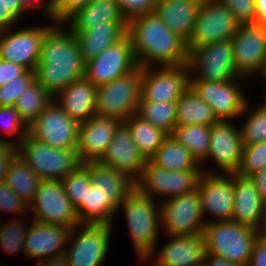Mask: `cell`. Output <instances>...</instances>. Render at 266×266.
Wrapping results in <instances>:
<instances>
[{
    "mask_svg": "<svg viewBox=\"0 0 266 266\" xmlns=\"http://www.w3.org/2000/svg\"><path fill=\"white\" fill-rule=\"evenodd\" d=\"M113 225L79 223L69 234L65 255L70 266H104ZM77 233V234H76Z\"/></svg>",
    "mask_w": 266,
    "mask_h": 266,
    "instance_id": "52a82bcc",
    "label": "cell"
},
{
    "mask_svg": "<svg viewBox=\"0 0 266 266\" xmlns=\"http://www.w3.org/2000/svg\"><path fill=\"white\" fill-rule=\"evenodd\" d=\"M240 25L228 7L219 0H202L186 49L190 52L207 43L231 40Z\"/></svg>",
    "mask_w": 266,
    "mask_h": 266,
    "instance_id": "ba28073f",
    "label": "cell"
},
{
    "mask_svg": "<svg viewBox=\"0 0 266 266\" xmlns=\"http://www.w3.org/2000/svg\"><path fill=\"white\" fill-rule=\"evenodd\" d=\"M159 204L163 234L180 236L203 234L206 222L197 188L163 200Z\"/></svg>",
    "mask_w": 266,
    "mask_h": 266,
    "instance_id": "30bf717a",
    "label": "cell"
},
{
    "mask_svg": "<svg viewBox=\"0 0 266 266\" xmlns=\"http://www.w3.org/2000/svg\"><path fill=\"white\" fill-rule=\"evenodd\" d=\"M41 181L19 155L12 159L4 179L8 187L28 205L33 202Z\"/></svg>",
    "mask_w": 266,
    "mask_h": 266,
    "instance_id": "d6a6232c",
    "label": "cell"
},
{
    "mask_svg": "<svg viewBox=\"0 0 266 266\" xmlns=\"http://www.w3.org/2000/svg\"><path fill=\"white\" fill-rule=\"evenodd\" d=\"M31 221L24 242L25 259H34L39 265L65 253L70 227Z\"/></svg>",
    "mask_w": 266,
    "mask_h": 266,
    "instance_id": "44dd1931",
    "label": "cell"
},
{
    "mask_svg": "<svg viewBox=\"0 0 266 266\" xmlns=\"http://www.w3.org/2000/svg\"><path fill=\"white\" fill-rule=\"evenodd\" d=\"M79 223L115 224L117 211L93 184L87 188L84 202L77 208ZM116 214V215H115Z\"/></svg>",
    "mask_w": 266,
    "mask_h": 266,
    "instance_id": "e575fe53",
    "label": "cell"
},
{
    "mask_svg": "<svg viewBox=\"0 0 266 266\" xmlns=\"http://www.w3.org/2000/svg\"><path fill=\"white\" fill-rule=\"evenodd\" d=\"M2 212L14 214L13 218L28 216L29 214V205L4 181L0 182V218L3 217Z\"/></svg>",
    "mask_w": 266,
    "mask_h": 266,
    "instance_id": "f6af8a7d",
    "label": "cell"
},
{
    "mask_svg": "<svg viewBox=\"0 0 266 266\" xmlns=\"http://www.w3.org/2000/svg\"><path fill=\"white\" fill-rule=\"evenodd\" d=\"M16 155V146L0 142V182L4 181L8 167Z\"/></svg>",
    "mask_w": 266,
    "mask_h": 266,
    "instance_id": "f5cc1de1",
    "label": "cell"
},
{
    "mask_svg": "<svg viewBox=\"0 0 266 266\" xmlns=\"http://www.w3.org/2000/svg\"><path fill=\"white\" fill-rule=\"evenodd\" d=\"M83 60L76 37L63 22H55L45 33L35 80L52 96L84 77Z\"/></svg>",
    "mask_w": 266,
    "mask_h": 266,
    "instance_id": "6da1fadb",
    "label": "cell"
},
{
    "mask_svg": "<svg viewBox=\"0 0 266 266\" xmlns=\"http://www.w3.org/2000/svg\"><path fill=\"white\" fill-rule=\"evenodd\" d=\"M0 127L4 134L11 135L13 138L1 137L0 133V142L12 144L16 147L28 135V126L20 118L14 106H0Z\"/></svg>",
    "mask_w": 266,
    "mask_h": 266,
    "instance_id": "b9f144b4",
    "label": "cell"
},
{
    "mask_svg": "<svg viewBox=\"0 0 266 266\" xmlns=\"http://www.w3.org/2000/svg\"><path fill=\"white\" fill-rule=\"evenodd\" d=\"M165 239L169 240L149 255L159 266H203L206 254L203 234L166 235Z\"/></svg>",
    "mask_w": 266,
    "mask_h": 266,
    "instance_id": "603a6c76",
    "label": "cell"
},
{
    "mask_svg": "<svg viewBox=\"0 0 266 266\" xmlns=\"http://www.w3.org/2000/svg\"><path fill=\"white\" fill-rule=\"evenodd\" d=\"M19 22L3 6L0 1V31L8 30L14 26H19Z\"/></svg>",
    "mask_w": 266,
    "mask_h": 266,
    "instance_id": "11a10c76",
    "label": "cell"
},
{
    "mask_svg": "<svg viewBox=\"0 0 266 266\" xmlns=\"http://www.w3.org/2000/svg\"><path fill=\"white\" fill-rule=\"evenodd\" d=\"M97 88L83 77L69 84L53 99L66 114L82 123L96 115Z\"/></svg>",
    "mask_w": 266,
    "mask_h": 266,
    "instance_id": "484cf974",
    "label": "cell"
},
{
    "mask_svg": "<svg viewBox=\"0 0 266 266\" xmlns=\"http://www.w3.org/2000/svg\"><path fill=\"white\" fill-rule=\"evenodd\" d=\"M97 162L125 173L136 181L147 160L132 140L128 127L121 123L104 154Z\"/></svg>",
    "mask_w": 266,
    "mask_h": 266,
    "instance_id": "7402d4cb",
    "label": "cell"
},
{
    "mask_svg": "<svg viewBox=\"0 0 266 266\" xmlns=\"http://www.w3.org/2000/svg\"><path fill=\"white\" fill-rule=\"evenodd\" d=\"M128 22H104L83 33H73L83 60L86 62L119 41L126 33Z\"/></svg>",
    "mask_w": 266,
    "mask_h": 266,
    "instance_id": "f546056e",
    "label": "cell"
},
{
    "mask_svg": "<svg viewBox=\"0 0 266 266\" xmlns=\"http://www.w3.org/2000/svg\"><path fill=\"white\" fill-rule=\"evenodd\" d=\"M121 122L94 115L80 123L77 154L81 163L97 162L104 154Z\"/></svg>",
    "mask_w": 266,
    "mask_h": 266,
    "instance_id": "cb8c5ba5",
    "label": "cell"
},
{
    "mask_svg": "<svg viewBox=\"0 0 266 266\" xmlns=\"http://www.w3.org/2000/svg\"><path fill=\"white\" fill-rule=\"evenodd\" d=\"M160 202L140 192L136 187L117 209L124 212L128 232L137 256H149L158 248L161 237Z\"/></svg>",
    "mask_w": 266,
    "mask_h": 266,
    "instance_id": "3957f363",
    "label": "cell"
},
{
    "mask_svg": "<svg viewBox=\"0 0 266 266\" xmlns=\"http://www.w3.org/2000/svg\"><path fill=\"white\" fill-rule=\"evenodd\" d=\"M249 178L254 183L260 196L265 200L266 199V166L262 170L253 174Z\"/></svg>",
    "mask_w": 266,
    "mask_h": 266,
    "instance_id": "9f6ffc18",
    "label": "cell"
},
{
    "mask_svg": "<svg viewBox=\"0 0 266 266\" xmlns=\"http://www.w3.org/2000/svg\"><path fill=\"white\" fill-rule=\"evenodd\" d=\"M52 100L53 97L35 80L20 94L14 107L29 126Z\"/></svg>",
    "mask_w": 266,
    "mask_h": 266,
    "instance_id": "f35d334b",
    "label": "cell"
},
{
    "mask_svg": "<svg viewBox=\"0 0 266 266\" xmlns=\"http://www.w3.org/2000/svg\"><path fill=\"white\" fill-rule=\"evenodd\" d=\"M3 6L11 13V15L21 23L27 11L22 6L20 0H0Z\"/></svg>",
    "mask_w": 266,
    "mask_h": 266,
    "instance_id": "db71d44e",
    "label": "cell"
},
{
    "mask_svg": "<svg viewBox=\"0 0 266 266\" xmlns=\"http://www.w3.org/2000/svg\"><path fill=\"white\" fill-rule=\"evenodd\" d=\"M263 231L266 232V199L264 200V223H263Z\"/></svg>",
    "mask_w": 266,
    "mask_h": 266,
    "instance_id": "be15d7a7",
    "label": "cell"
},
{
    "mask_svg": "<svg viewBox=\"0 0 266 266\" xmlns=\"http://www.w3.org/2000/svg\"><path fill=\"white\" fill-rule=\"evenodd\" d=\"M50 23L21 29L14 26L0 31V59L35 71L39 63L42 39L55 22L50 19Z\"/></svg>",
    "mask_w": 266,
    "mask_h": 266,
    "instance_id": "e0dca14e",
    "label": "cell"
},
{
    "mask_svg": "<svg viewBox=\"0 0 266 266\" xmlns=\"http://www.w3.org/2000/svg\"><path fill=\"white\" fill-rule=\"evenodd\" d=\"M29 218L28 216H23L19 218H11L6 221H0V246L1 249L7 255H15L20 252L23 253V257L25 258V249L24 242L26 232L29 226L25 224V218ZM23 218V219H22Z\"/></svg>",
    "mask_w": 266,
    "mask_h": 266,
    "instance_id": "ab89813d",
    "label": "cell"
},
{
    "mask_svg": "<svg viewBox=\"0 0 266 266\" xmlns=\"http://www.w3.org/2000/svg\"><path fill=\"white\" fill-rule=\"evenodd\" d=\"M189 86L188 64L141 68L140 101H177Z\"/></svg>",
    "mask_w": 266,
    "mask_h": 266,
    "instance_id": "2e32d148",
    "label": "cell"
},
{
    "mask_svg": "<svg viewBox=\"0 0 266 266\" xmlns=\"http://www.w3.org/2000/svg\"><path fill=\"white\" fill-rule=\"evenodd\" d=\"M159 0H117L120 9L127 20L154 12Z\"/></svg>",
    "mask_w": 266,
    "mask_h": 266,
    "instance_id": "7dc6e473",
    "label": "cell"
},
{
    "mask_svg": "<svg viewBox=\"0 0 266 266\" xmlns=\"http://www.w3.org/2000/svg\"><path fill=\"white\" fill-rule=\"evenodd\" d=\"M261 232L234 221L210 222L203 230L206 253L247 266Z\"/></svg>",
    "mask_w": 266,
    "mask_h": 266,
    "instance_id": "277c9868",
    "label": "cell"
},
{
    "mask_svg": "<svg viewBox=\"0 0 266 266\" xmlns=\"http://www.w3.org/2000/svg\"><path fill=\"white\" fill-rule=\"evenodd\" d=\"M263 101H260V102H263V103H265L266 104V92H264V97H263Z\"/></svg>",
    "mask_w": 266,
    "mask_h": 266,
    "instance_id": "e7e4bbea",
    "label": "cell"
},
{
    "mask_svg": "<svg viewBox=\"0 0 266 266\" xmlns=\"http://www.w3.org/2000/svg\"><path fill=\"white\" fill-rule=\"evenodd\" d=\"M176 110V101H140L137 106L136 115L155 127L163 129L170 135L176 126Z\"/></svg>",
    "mask_w": 266,
    "mask_h": 266,
    "instance_id": "74e56055",
    "label": "cell"
},
{
    "mask_svg": "<svg viewBox=\"0 0 266 266\" xmlns=\"http://www.w3.org/2000/svg\"><path fill=\"white\" fill-rule=\"evenodd\" d=\"M38 266H70L69 261L65 254L54 256L49 260H46L39 264Z\"/></svg>",
    "mask_w": 266,
    "mask_h": 266,
    "instance_id": "91938a15",
    "label": "cell"
},
{
    "mask_svg": "<svg viewBox=\"0 0 266 266\" xmlns=\"http://www.w3.org/2000/svg\"><path fill=\"white\" fill-rule=\"evenodd\" d=\"M203 266H242V265L232 263L221 256L211 255L206 253L204 257Z\"/></svg>",
    "mask_w": 266,
    "mask_h": 266,
    "instance_id": "6f0895ef",
    "label": "cell"
},
{
    "mask_svg": "<svg viewBox=\"0 0 266 266\" xmlns=\"http://www.w3.org/2000/svg\"><path fill=\"white\" fill-rule=\"evenodd\" d=\"M127 34L137 65L141 68L188 64L186 42L171 31L155 12L129 20Z\"/></svg>",
    "mask_w": 266,
    "mask_h": 266,
    "instance_id": "7a4b0ae2",
    "label": "cell"
},
{
    "mask_svg": "<svg viewBox=\"0 0 266 266\" xmlns=\"http://www.w3.org/2000/svg\"><path fill=\"white\" fill-rule=\"evenodd\" d=\"M202 0H159L154 12L164 24L187 42Z\"/></svg>",
    "mask_w": 266,
    "mask_h": 266,
    "instance_id": "4316f807",
    "label": "cell"
},
{
    "mask_svg": "<svg viewBox=\"0 0 266 266\" xmlns=\"http://www.w3.org/2000/svg\"><path fill=\"white\" fill-rule=\"evenodd\" d=\"M231 42L236 72L250 81L259 79L266 63V26L242 24Z\"/></svg>",
    "mask_w": 266,
    "mask_h": 266,
    "instance_id": "ac0fdd59",
    "label": "cell"
},
{
    "mask_svg": "<svg viewBox=\"0 0 266 266\" xmlns=\"http://www.w3.org/2000/svg\"><path fill=\"white\" fill-rule=\"evenodd\" d=\"M141 99V67L98 86L96 115L113 118L124 123L136 114Z\"/></svg>",
    "mask_w": 266,
    "mask_h": 266,
    "instance_id": "5b68a950",
    "label": "cell"
},
{
    "mask_svg": "<svg viewBox=\"0 0 266 266\" xmlns=\"http://www.w3.org/2000/svg\"><path fill=\"white\" fill-rule=\"evenodd\" d=\"M211 126L201 124L176 125L170 134L188 149L201 165L208 157Z\"/></svg>",
    "mask_w": 266,
    "mask_h": 266,
    "instance_id": "d590c367",
    "label": "cell"
},
{
    "mask_svg": "<svg viewBox=\"0 0 266 266\" xmlns=\"http://www.w3.org/2000/svg\"><path fill=\"white\" fill-rule=\"evenodd\" d=\"M26 70L22 65L0 59V87L8 84L13 78L22 75Z\"/></svg>",
    "mask_w": 266,
    "mask_h": 266,
    "instance_id": "816d5d0a",
    "label": "cell"
},
{
    "mask_svg": "<svg viewBox=\"0 0 266 266\" xmlns=\"http://www.w3.org/2000/svg\"><path fill=\"white\" fill-rule=\"evenodd\" d=\"M138 258L141 260L140 262H146L143 266H148V263H150V266H159L154 260L152 261V258L149 256H138ZM148 261V262H147Z\"/></svg>",
    "mask_w": 266,
    "mask_h": 266,
    "instance_id": "94428289",
    "label": "cell"
},
{
    "mask_svg": "<svg viewBox=\"0 0 266 266\" xmlns=\"http://www.w3.org/2000/svg\"><path fill=\"white\" fill-rule=\"evenodd\" d=\"M104 22H129L117 0H94L77 9L63 23L72 33H83Z\"/></svg>",
    "mask_w": 266,
    "mask_h": 266,
    "instance_id": "83f0119b",
    "label": "cell"
},
{
    "mask_svg": "<svg viewBox=\"0 0 266 266\" xmlns=\"http://www.w3.org/2000/svg\"><path fill=\"white\" fill-rule=\"evenodd\" d=\"M248 81L244 77L225 81L190 80V87L211 106L218 120L237 121L249 98L243 89V82Z\"/></svg>",
    "mask_w": 266,
    "mask_h": 266,
    "instance_id": "8fae6325",
    "label": "cell"
},
{
    "mask_svg": "<svg viewBox=\"0 0 266 266\" xmlns=\"http://www.w3.org/2000/svg\"><path fill=\"white\" fill-rule=\"evenodd\" d=\"M201 173L202 170H167L147 160L140 177L135 181V187L162 202L196 189Z\"/></svg>",
    "mask_w": 266,
    "mask_h": 266,
    "instance_id": "7c38bea8",
    "label": "cell"
},
{
    "mask_svg": "<svg viewBox=\"0 0 266 266\" xmlns=\"http://www.w3.org/2000/svg\"><path fill=\"white\" fill-rule=\"evenodd\" d=\"M29 210L30 218L41 223L71 229L79 224L77 209L66 196L61 180H42Z\"/></svg>",
    "mask_w": 266,
    "mask_h": 266,
    "instance_id": "5bb4252c",
    "label": "cell"
},
{
    "mask_svg": "<svg viewBox=\"0 0 266 266\" xmlns=\"http://www.w3.org/2000/svg\"><path fill=\"white\" fill-rule=\"evenodd\" d=\"M256 23L266 26V0H255Z\"/></svg>",
    "mask_w": 266,
    "mask_h": 266,
    "instance_id": "680465c9",
    "label": "cell"
},
{
    "mask_svg": "<svg viewBox=\"0 0 266 266\" xmlns=\"http://www.w3.org/2000/svg\"><path fill=\"white\" fill-rule=\"evenodd\" d=\"M197 189L206 224L231 221L234 205L233 174H207L202 172ZM209 215V219H207Z\"/></svg>",
    "mask_w": 266,
    "mask_h": 266,
    "instance_id": "ffe728a7",
    "label": "cell"
},
{
    "mask_svg": "<svg viewBox=\"0 0 266 266\" xmlns=\"http://www.w3.org/2000/svg\"><path fill=\"white\" fill-rule=\"evenodd\" d=\"M234 205L231 221L263 231L264 199L249 177L233 174Z\"/></svg>",
    "mask_w": 266,
    "mask_h": 266,
    "instance_id": "d4e9b609",
    "label": "cell"
},
{
    "mask_svg": "<svg viewBox=\"0 0 266 266\" xmlns=\"http://www.w3.org/2000/svg\"><path fill=\"white\" fill-rule=\"evenodd\" d=\"M84 164L90 170L92 184L117 211L120 203L135 188V181L127 174L98 162H85Z\"/></svg>",
    "mask_w": 266,
    "mask_h": 266,
    "instance_id": "f1b7e54d",
    "label": "cell"
},
{
    "mask_svg": "<svg viewBox=\"0 0 266 266\" xmlns=\"http://www.w3.org/2000/svg\"><path fill=\"white\" fill-rule=\"evenodd\" d=\"M176 125L201 124L211 126L218 119L211 106L189 86L176 101Z\"/></svg>",
    "mask_w": 266,
    "mask_h": 266,
    "instance_id": "4dcf8cb0",
    "label": "cell"
},
{
    "mask_svg": "<svg viewBox=\"0 0 266 266\" xmlns=\"http://www.w3.org/2000/svg\"><path fill=\"white\" fill-rule=\"evenodd\" d=\"M138 67L126 33L119 41L85 62L84 77L97 87L126 75Z\"/></svg>",
    "mask_w": 266,
    "mask_h": 266,
    "instance_id": "d6986e66",
    "label": "cell"
},
{
    "mask_svg": "<svg viewBox=\"0 0 266 266\" xmlns=\"http://www.w3.org/2000/svg\"><path fill=\"white\" fill-rule=\"evenodd\" d=\"M235 121L218 120L211 125L209 153L207 159L201 164L202 172L207 174H235L237 172L243 143L240 127L236 126ZM206 161H213L216 168H209L210 166L207 168L210 164ZM203 164H207L206 169L202 167Z\"/></svg>",
    "mask_w": 266,
    "mask_h": 266,
    "instance_id": "4fadbf2b",
    "label": "cell"
},
{
    "mask_svg": "<svg viewBox=\"0 0 266 266\" xmlns=\"http://www.w3.org/2000/svg\"><path fill=\"white\" fill-rule=\"evenodd\" d=\"M258 77L261 78L262 81H265L264 83L266 84V63L264 65L263 71L261 72V74Z\"/></svg>",
    "mask_w": 266,
    "mask_h": 266,
    "instance_id": "6125c7cd",
    "label": "cell"
},
{
    "mask_svg": "<svg viewBox=\"0 0 266 266\" xmlns=\"http://www.w3.org/2000/svg\"><path fill=\"white\" fill-rule=\"evenodd\" d=\"M57 0H20L22 6L26 11L39 10V12L45 16V20H53L54 22V10Z\"/></svg>",
    "mask_w": 266,
    "mask_h": 266,
    "instance_id": "681fc988",
    "label": "cell"
},
{
    "mask_svg": "<svg viewBox=\"0 0 266 266\" xmlns=\"http://www.w3.org/2000/svg\"><path fill=\"white\" fill-rule=\"evenodd\" d=\"M19 155L42 180H62L81 162L77 148L50 147L29 134L16 147Z\"/></svg>",
    "mask_w": 266,
    "mask_h": 266,
    "instance_id": "8992f818",
    "label": "cell"
},
{
    "mask_svg": "<svg viewBox=\"0 0 266 266\" xmlns=\"http://www.w3.org/2000/svg\"><path fill=\"white\" fill-rule=\"evenodd\" d=\"M266 166V141L243 145L242 156L236 174L251 177Z\"/></svg>",
    "mask_w": 266,
    "mask_h": 266,
    "instance_id": "7bdbcfd3",
    "label": "cell"
},
{
    "mask_svg": "<svg viewBox=\"0 0 266 266\" xmlns=\"http://www.w3.org/2000/svg\"><path fill=\"white\" fill-rule=\"evenodd\" d=\"M66 196L76 209L84 202L87 188L92 185L89 168L80 163L61 180Z\"/></svg>",
    "mask_w": 266,
    "mask_h": 266,
    "instance_id": "60d3db41",
    "label": "cell"
},
{
    "mask_svg": "<svg viewBox=\"0 0 266 266\" xmlns=\"http://www.w3.org/2000/svg\"><path fill=\"white\" fill-rule=\"evenodd\" d=\"M79 126L53 99L28 126V134L53 148H77Z\"/></svg>",
    "mask_w": 266,
    "mask_h": 266,
    "instance_id": "9a60e30c",
    "label": "cell"
},
{
    "mask_svg": "<svg viewBox=\"0 0 266 266\" xmlns=\"http://www.w3.org/2000/svg\"><path fill=\"white\" fill-rule=\"evenodd\" d=\"M124 124L130 130L132 140L146 160H150L163 141L169 136L163 129L155 127L136 114L129 117Z\"/></svg>",
    "mask_w": 266,
    "mask_h": 266,
    "instance_id": "836d02e7",
    "label": "cell"
},
{
    "mask_svg": "<svg viewBox=\"0 0 266 266\" xmlns=\"http://www.w3.org/2000/svg\"><path fill=\"white\" fill-rule=\"evenodd\" d=\"M150 161L157 167L172 170H202L191 152L169 135Z\"/></svg>",
    "mask_w": 266,
    "mask_h": 266,
    "instance_id": "1f68e13d",
    "label": "cell"
},
{
    "mask_svg": "<svg viewBox=\"0 0 266 266\" xmlns=\"http://www.w3.org/2000/svg\"><path fill=\"white\" fill-rule=\"evenodd\" d=\"M247 266H266V232L257 238Z\"/></svg>",
    "mask_w": 266,
    "mask_h": 266,
    "instance_id": "f907efd6",
    "label": "cell"
},
{
    "mask_svg": "<svg viewBox=\"0 0 266 266\" xmlns=\"http://www.w3.org/2000/svg\"><path fill=\"white\" fill-rule=\"evenodd\" d=\"M190 80L225 81L241 77L235 69L231 40L215 41L192 49L188 55Z\"/></svg>",
    "mask_w": 266,
    "mask_h": 266,
    "instance_id": "9c48e42d",
    "label": "cell"
},
{
    "mask_svg": "<svg viewBox=\"0 0 266 266\" xmlns=\"http://www.w3.org/2000/svg\"><path fill=\"white\" fill-rule=\"evenodd\" d=\"M94 0H57L54 10V22H64L77 9Z\"/></svg>",
    "mask_w": 266,
    "mask_h": 266,
    "instance_id": "c3c4849f",
    "label": "cell"
},
{
    "mask_svg": "<svg viewBox=\"0 0 266 266\" xmlns=\"http://www.w3.org/2000/svg\"><path fill=\"white\" fill-rule=\"evenodd\" d=\"M250 102L252 101L248 98L240 116L244 119L243 123L240 124L241 126H238L241 130L243 145L266 141V104L262 102L257 106H252L250 104L253 103Z\"/></svg>",
    "mask_w": 266,
    "mask_h": 266,
    "instance_id": "8d00e7d4",
    "label": "cell"
},
{
    "mask_svg": "<svg viewBox=\"0 0 266 266\" xmlns=\"http://www.w3.org/2000/svg\"><path fill=\"white\" fill-rule=\"evenodd\" d=\"M242 24L256 23L255 0H219Z\"/></svg>",
    "mask_w": 266,
    "mask_h": 266,
    "instance_id": "bcb514c9",
    "label": "cell"
},
{
    "mask_svg": "<svg viewBox=\"0 0 266 266\" xmlns=\"http://www.w3.org/2000/svg\"><path fill=\"white\" fill-rule=\"evenodd\" d=\"M35 81V71L26 70L0 87V106H15L20 94Z\"/></svg>",
    "mask_w": 266,
    "mask_h": 266,
    "instance_id": "ee69618b",
    "label": "cell"
}]
</instances>
